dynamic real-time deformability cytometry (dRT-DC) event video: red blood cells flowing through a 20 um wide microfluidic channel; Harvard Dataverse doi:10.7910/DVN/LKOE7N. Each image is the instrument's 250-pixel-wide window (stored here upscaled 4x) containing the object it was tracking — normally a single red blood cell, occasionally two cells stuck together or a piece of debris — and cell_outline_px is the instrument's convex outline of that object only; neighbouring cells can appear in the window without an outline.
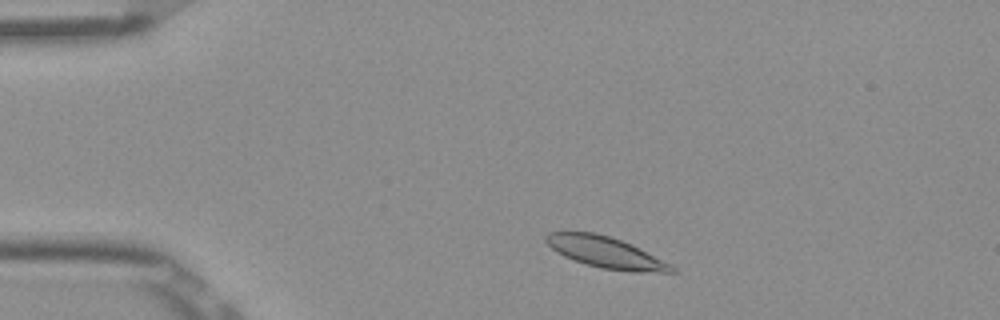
{"species": "Egyptian fruit bat (a non-hibernating species)", "species_latin": "Rousettus aegyptiacus", "temperature_condition": "room temperature", "stored_images_in_passage": 45, "camera_frame_rate_fps": 3000, "um_per_image_px": 0.085, "frame": {"image": 1, "passage_image": 3, "time_ms": 0.667, "image_size_px": [1000, 320], "cell_outline_px": [[680, 272], [636, 272], [600, 268], [564, 256], [556, 252], [544, 240], [544, 236], [548, 232], [596, 232], [620, 240], [672, 264]], "centroid_in_image_um": [51.49, 21.46], "position_along_channel_um": 33.5, "area_um2": 22.54}}
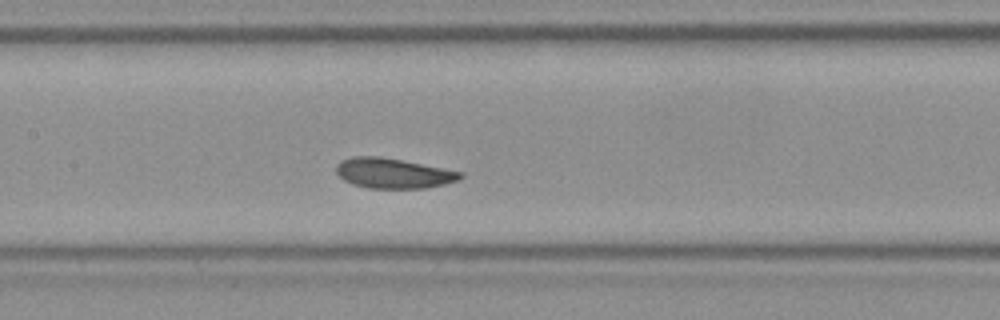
{"frame": {"image": 2, "passage_image": 18, "time_ms": 5.667, "image_size_px": [1000, 320], "cell_outline_px": [[464, 176], [456, 180], [444, 184], [424, 188], [368, 188], [352, 184], [344, 180], [336, 172], [336, 164], [340, 160], [352, 156], [380, 156], [464, 172]], "centroid_in_image_um": [33.39, 14.72], "position_along_channel_um": 174.0, "area_um2": 21.73}}
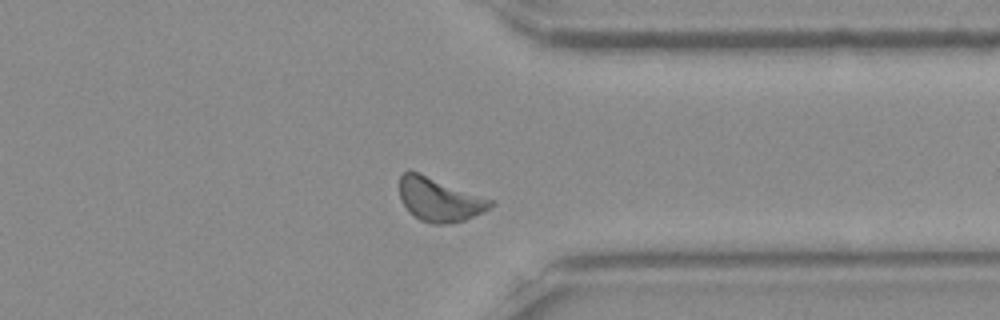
{"frame": {"image": 3, "passage_image": 34, "time_ms": 11.0, "image_size_px": [1000, 320], "cell_outline_px": [[496, 204], [484, 212], [464, 220], [444, 224], [432, 224], [420, 220], [404, 204], [400, 196], [400, 176], [404, 172], [416, 172], [496, 200]], "centroid_in_image_um": [37.43, 16.98], "position_along_channel_um": 374.0, "area_um2": 22.83}, "authors_computed_cell_mechanics": {"area_um2": 22.0218, "velocity_mm_per_s": 3.8084, "shape_relaxation_time_tau1_ms": 2.2224, "shape_relaxation_time_tau2_ms": 1.6239, "deformation_change_tau1": 0.0864, "deformation_change_tau2": 0.0486}}